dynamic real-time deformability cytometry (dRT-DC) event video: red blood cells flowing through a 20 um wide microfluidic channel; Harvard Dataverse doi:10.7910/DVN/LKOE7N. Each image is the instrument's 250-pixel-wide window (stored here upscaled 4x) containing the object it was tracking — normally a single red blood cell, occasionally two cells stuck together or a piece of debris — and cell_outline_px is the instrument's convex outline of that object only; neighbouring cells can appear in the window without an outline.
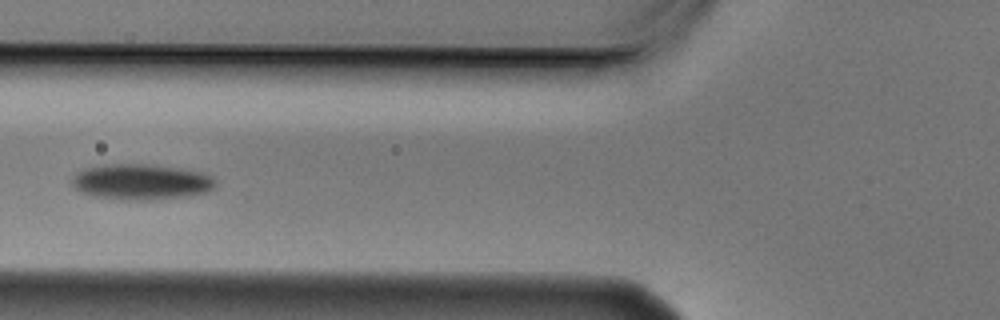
{"species": "Egyptian fruit bat (a non-hibernating species)", "species_latin": "Rousettus aegyptiacus", "temperature_condition": "cold", "stored_images_in_passage": 10, "camera_frame_rate_fps": 3000, "um_per_image_px": 0.085, "animal": {"sex": "male"}, "frame": {"image": 1, "passage_image": 6, "time_ms": 1.667, "image_size_px": [1000, 320], "cell_outline_px": [[216, 184], [208, 192], [188, 196], [156, 200], [120, 200], [92, 196], [80, 192], [72, 184], [72, 176], [76, 172], [84, 168], [104, 164], [152, 164], [180, 168], [200, 172], [212, 176], [216, 180]], "centroid_in_image_um": [11.98, 15.46], "position_along_channel_um": 113.8, "area_um2": 30.35}}
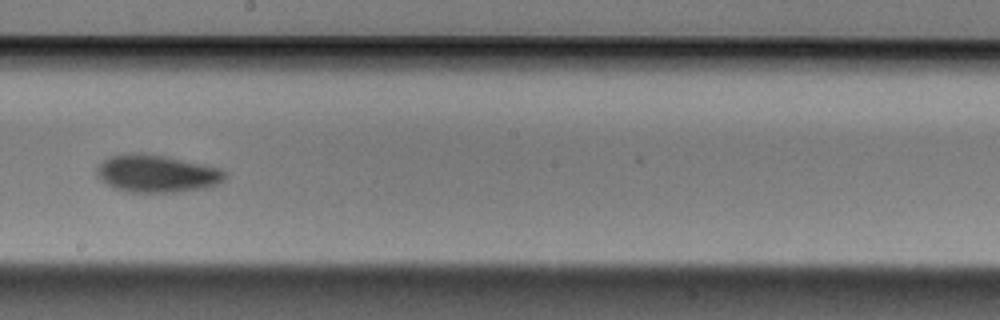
{"frame": {"image": 2, "passage_image": 9, "time_ms": 2.667, "image_size_px": [1000, 320], "cell_outline_px": [[228, 176], [224, 180], [208, 188], [180, 192], [128, 192], [116, 188], [108, 184], [96, 176], [96, 168], [104, 160], [112, 156], [168, 156], [204, 164], [220, 168], [228, 172]], "centroid_in_image_um": [13.43, 14.8], "position_along_channel_um": 234.8, "area_um2": 27.46}}
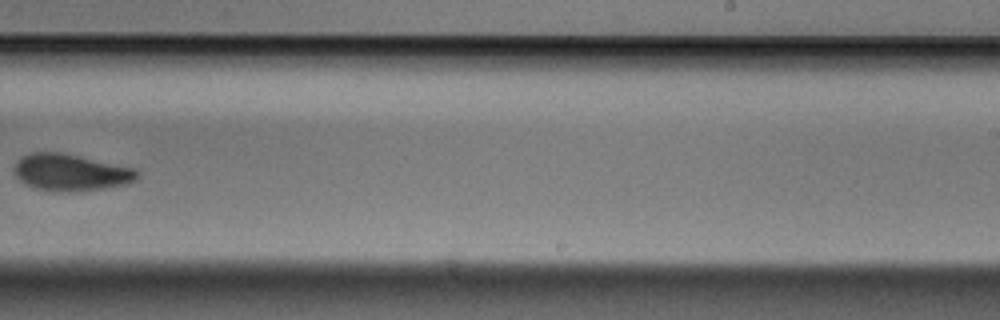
{"frame": {"image": 3, "passage_image": 10, "time_ms": 3.0, "image_size_px": [1000, 320], "cell_outline_px": [[140, 176], [136, 180], [128, 184], [100, 188], [60, 192], [36, 188], [20, 180], [12, 172], [12, 168], [16, 160], [20, 156], [32, 152], [60, 152], [136, 168], [140, 172]], "centroid_in_image_um": [6.0, 14.63], "position_along_channel_um": 283.0, "area_um2": 26.41}}